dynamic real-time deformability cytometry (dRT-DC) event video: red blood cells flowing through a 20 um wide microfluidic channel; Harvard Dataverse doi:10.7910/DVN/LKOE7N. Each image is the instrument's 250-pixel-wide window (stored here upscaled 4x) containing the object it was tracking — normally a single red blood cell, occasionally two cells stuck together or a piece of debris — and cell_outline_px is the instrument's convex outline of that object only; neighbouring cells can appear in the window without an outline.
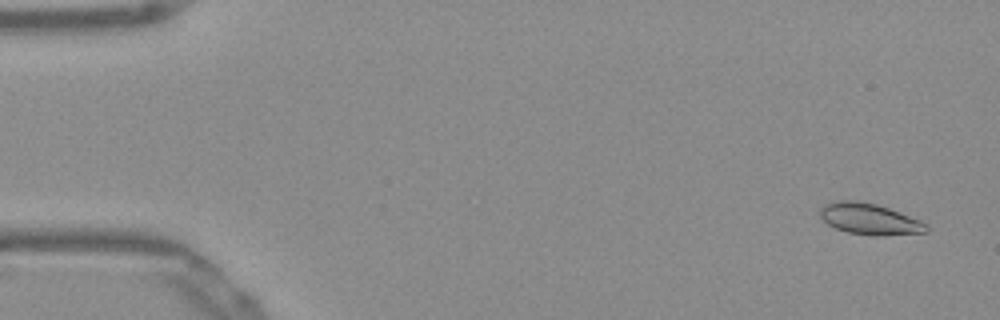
{"species": "Egyptian fruit bat (a non-hibernating species)", "species_latin": "Rousettus aegyptiacus", "temperature_condition": "warm", "stored_images_in_passage": 53, "camera_frame_rate_fps": 3000, "um_per_image_px": 0.085, "frame": {"image": 1, "passage_image": 3, "time_ms": 0.667, "image_size_px": [1000, 320], "cell_outline_px": [[928, 232], [880, 236], [872, 236], [848, 232], [836, 228], [828, 224], [820, 216], [820, 208], [824, 204], [840, 200], [856, 200], [876, 204], [888, 208], [920, 220], [928, 224]], "centroid_in_image_um": [73.92, 18.62], "position_along_channel_um": 11.1, "area_um2": 19.31}}
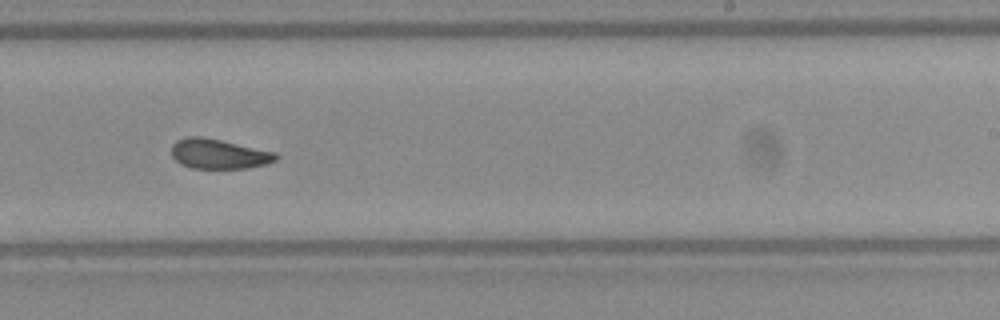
{"frame": {"image": 2, "passage_image": 33, "time_ms": 10.667, "image_size_px": [1000, 320], "cell_outline_px": [[280, 156], [276, 160], [264, 164], [248, 168], [192, 168], [180, 164], [172, 156], [172, 144], [176, 140], [188, 136], [200, 136], [220, 140], [276, 152]], "centroid_in_image_um": [18.58, 13.08], "position_along_channel_um": 270.4, "area_um2": 18.09}}
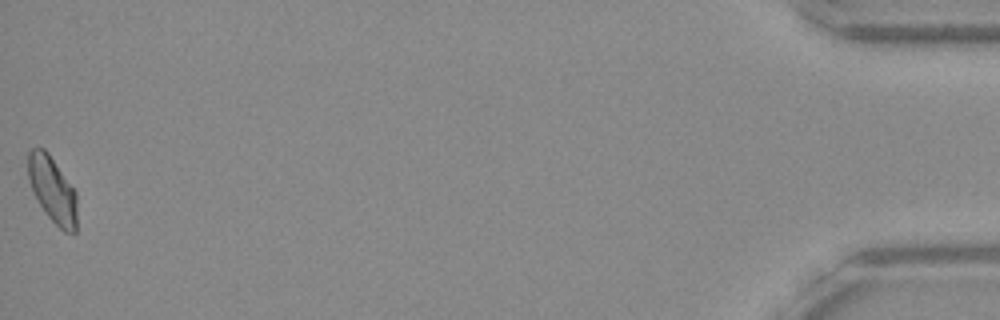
{"frame": {"image": 3, "passage_image": 53, "time_ms": 17.333, "image_size_px": [1000, 320], "cell_outline_px": [[76, 232], [72, 236], [64, 232], [48, 216], [40, 204], [32, 188], [28, 176], [28, 152], [32, 148], [44, 148], [48, 152], [76, 192]], "centroid_in_image_um": [4.48, 16.14], "position_along_channel_um": 430.7, "area_um2": 18.61}, "authors_computed_cell_mechanics": {"area_um2": 18.785, "velocity_mm_per_s": 3.8768, "shape_relaxation_time_tau1_ms": null, "shape_relaxation_time_tau2_ms": 2.6726, "deformation_change_tau1": null, "deformation_change_tau2": 0.0649}}